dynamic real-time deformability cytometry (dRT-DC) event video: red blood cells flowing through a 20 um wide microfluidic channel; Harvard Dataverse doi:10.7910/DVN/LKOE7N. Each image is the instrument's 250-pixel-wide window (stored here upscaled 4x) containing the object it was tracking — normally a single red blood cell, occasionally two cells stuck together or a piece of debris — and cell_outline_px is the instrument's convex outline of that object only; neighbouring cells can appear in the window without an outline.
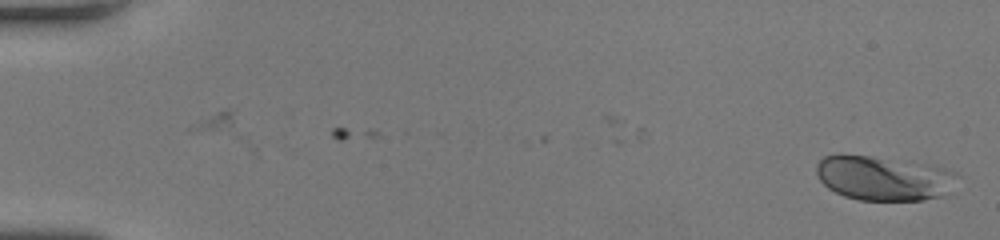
{"species": "human", "species_latin": "Homo sapiens", "temperature_condition": "room temperature", "stored_images_in_passage": 46, "camera_frame_rate_fps": 3000, "um_per_image_px": 0.085, "donor": {"sex": "female"}, "frame": {"image": 1, "passage_image": 1, "time_ms": 0.0, "image_size_px": [1000, 240], "cell_outline_px": [[960, 176], [944, 196], [924, 200], [860, 200], [844, 196], [828, 188], [816, 176], [816, 164], [824, 156], [872, 156], [944, 168], [956, 172]], "centroid_in_image_um": [75.12, 15.17], "position_along_channel_um": 9.9, "area_um2": 36.07}}
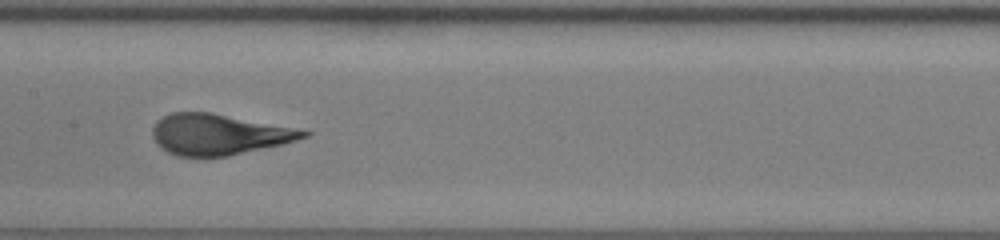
{"frame": {"image": 2, "passage_image": 25, "time_ms": 8.0, "image_size_px": [1000, 240], "cell_outline_px": [[312, 132], [308, 136], [296, 140], [280, 144], [228, 156], [176, 156], [160, 148], [152, 136], [152, 128], [156, 120], [172, 112], [212, 112]], "centroid_in_image_um": [18.51, 11.42], "position_along_channel_um": 188.9, "area_um2": 35.49}}
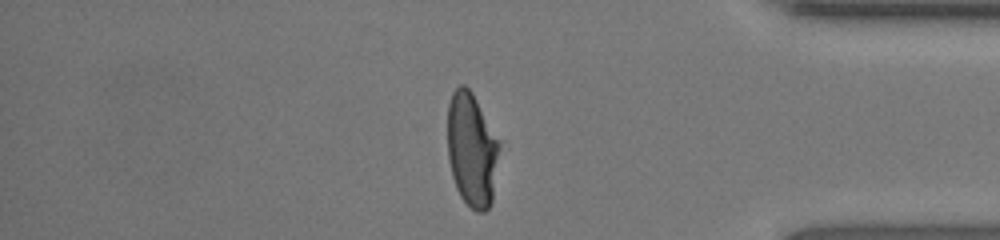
{"frame": {"image": 3, "passage_image": 41, "time_ms": 13.333, "image_size_px": [1000, 240], "cell_outline_px": [[500, 148], [492, 200], [488, 208], [484, 212], [476, 212], [460, 196], [456, 188], [452, 176], [448, 160], [448, 104], [452, 92], [460, 84], [464, 84], [472, 92], [500, 144]], "centroid_in_image_um": [40.09, 12.73], "position_along_channel_um": 395.1, "area_um2": 34.22}}